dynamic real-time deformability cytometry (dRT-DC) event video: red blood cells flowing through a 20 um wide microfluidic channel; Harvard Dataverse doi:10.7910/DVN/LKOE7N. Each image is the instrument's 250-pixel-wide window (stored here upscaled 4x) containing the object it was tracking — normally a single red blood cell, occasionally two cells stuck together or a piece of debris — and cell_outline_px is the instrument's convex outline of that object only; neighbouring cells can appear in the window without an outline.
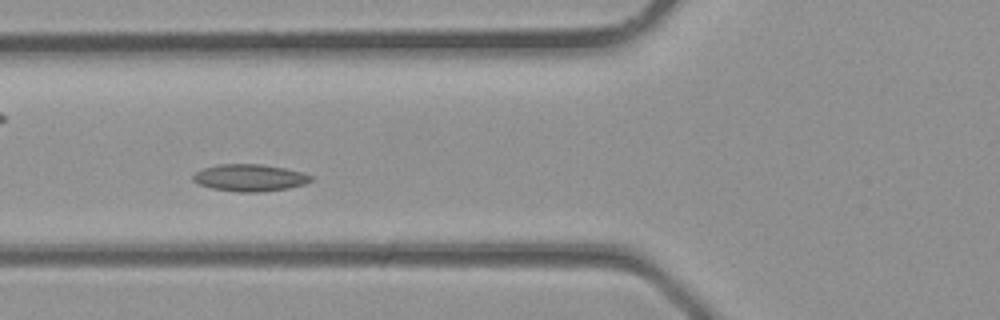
{"species": "common noctule bat (a hibernating species)", "species_latin": "Nyctalus noctula", "temperature_condition": "room temperature", "stored_images_in_passage": 32, "camera_frame_rate_fps": 3000, "um_per_image_px": 0.085, "animal": {"sex": "male", "body_mass_g": 23.1, "forearm_length_mm": 52.7}, "frame": {"image": 1, "passage_image": 9, "time_ms": 2.667, "image_size_px": [1000, 320], "cell_outline_px": [[312, 180], [304, 184], [288, 188], [260, 192], [240, 192], [212, 188], [200, 184], [192, 180], [192, 176], [196, 172], [204, 168], [216, 164], [260, 164], [284, 168], [304, 172], [312, 176]], "centroid_in_image_um": [21.23, 15.1], "position_along_channel_um": 104.6, "area_um2": 18.5}}
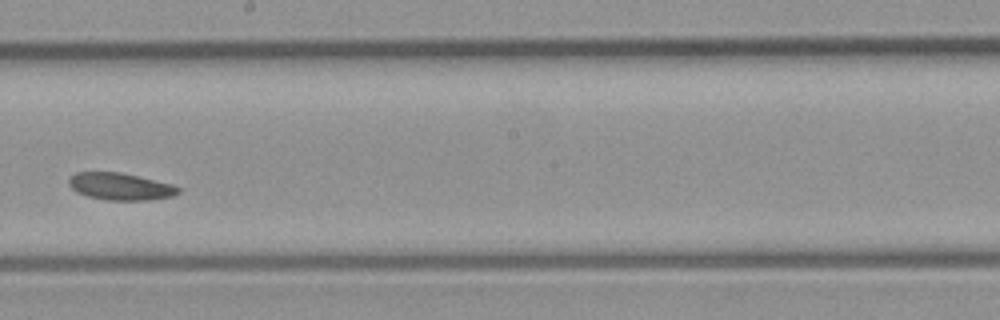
{"frame": {"image": 2, "passage_image": 16, "time_ms": 5.0, "image_size_px": [1000, 320], "cell_outline_px": [[180, 192], [172, 196], [148, 200], [108, 200], [88, 196], [76, 192], [68, 184], [68, 176], [76, 172], [120, 172], [172, 184], [180, 188]], "centroid_in_image_um": [10.19, 15.84], "position_along_channel_um": 238.0, "area_um2": 17.28}}
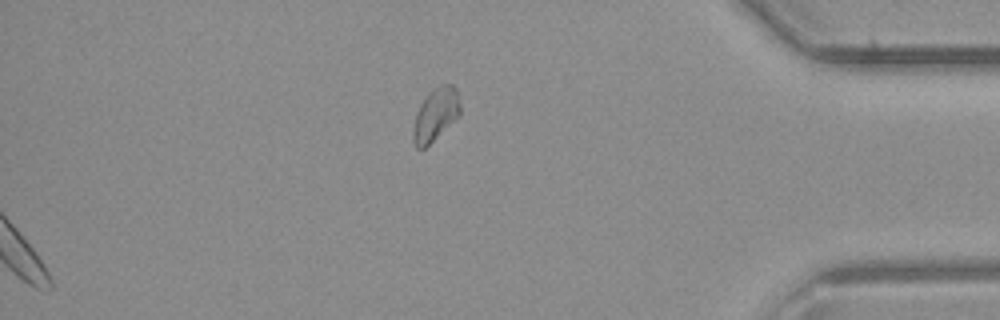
{"frame": {"image": 3, "passage_image": 32, "time_ms": 10.333, "image_size_px": [1000, 320], "cell_outline_px": [[460, 116], [424, 148], [416, 148], [412, 136], [412, 132], [416, 116], [420, 104], [428, 92], [432, 88], [440, 84], [452, 84], [456, 88], [460, 104]], "centroid_in_image_um": [37.04, 9.7], "position_along_channel_um": 398.2, "area_um2": 14.45}}